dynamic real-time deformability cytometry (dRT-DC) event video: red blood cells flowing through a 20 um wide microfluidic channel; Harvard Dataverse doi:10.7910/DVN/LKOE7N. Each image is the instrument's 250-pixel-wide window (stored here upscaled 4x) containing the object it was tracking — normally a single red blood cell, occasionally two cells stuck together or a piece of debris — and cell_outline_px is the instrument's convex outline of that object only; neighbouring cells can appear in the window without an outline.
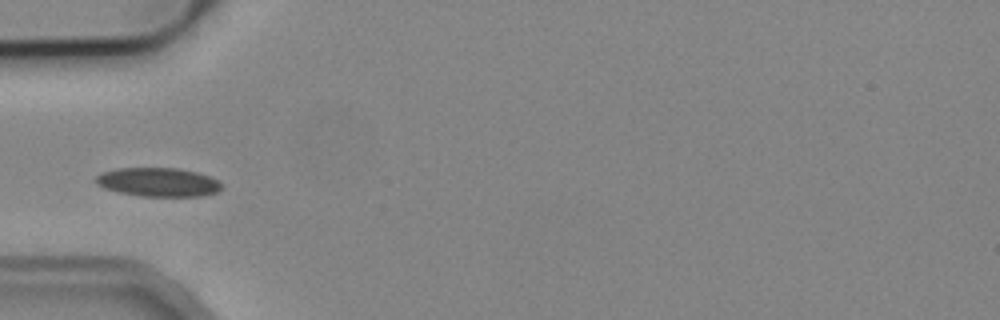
{"species": "common noctule bat (a hibernating species)", "species_latin": "Nyctalus noctula", "temperature_condition": "cold", "stored_images_in_passage": 5, "camera_frame_rate_fps": 3000, "um_per_image_px": 0.085, "animal": {"sex": "male", "body_mass_g": 19.2, "forearm_length_mm": 51.8}, "frame": {"image": 1, "passage_image": 5, "time_ms": 4.667, "image_size_px": [1000, 320], "cell_outline_px": [[220, 188], [216, 192], [200, 196], [140, 196], [120, 192], [104, 188], [96, 184], [96, 176], [100, 172], [116, 168], [180, 168], [196, 172], [220, 180]], "centroid_in_image_um": [13.41, 15.47], "position_along_channel_um": 71.6, "area_um2": 21.1}}